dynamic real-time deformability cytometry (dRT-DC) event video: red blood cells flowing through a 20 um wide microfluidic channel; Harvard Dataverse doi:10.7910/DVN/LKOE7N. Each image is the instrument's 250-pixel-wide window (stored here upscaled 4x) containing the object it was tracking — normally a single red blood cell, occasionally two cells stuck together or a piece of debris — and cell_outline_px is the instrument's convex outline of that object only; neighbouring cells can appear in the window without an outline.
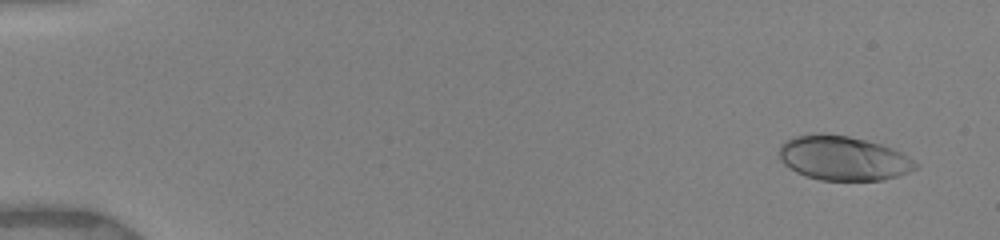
{"species": "human", "species_latin": "Homo sapiens", "temperature_condition": "warm", "stored_images_in_passage": 34, "camera_frame_rate_fps": 3000, "um_per_image_px": 0.085, "donor": {"sex": "female"}, "frame": {"image": 1, "passage_image": 2, "time_ms": 0.333, "image_size_px": [1000, 240], "cell_outline_px": [[920, 164], [916, 168], [908, 172], [896, 176], [880, 180], [820, 180], [796, 172], [784, 164], [780, 160], [780, 144], [784, 140], [792, 136], [812, 132], [824, 132], [848, 136], [880, 144], [892, 148], [900, 152]], "centroid_in_image_um": [71.62, 13.42], "position_along_channel_um": 13.4, "area_um2": 35.43}}
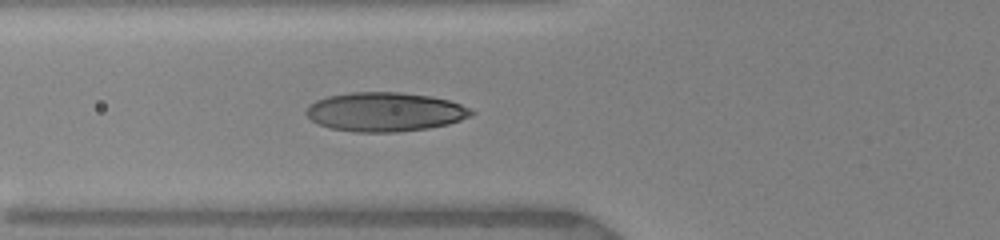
{"frame": {"image": 2, "passage_image": 19, "time_ms": 6.0, "image_size_px": [1000, 240], "cell_outline_px": [[476, 112], [472, 116], [448, 124], [428, 128], [396, 132], [356, 132], [332, 128], [320, 124], [312, 120], [304, 112], [316, 100], [328, 96], [352, 92], [400, 92], [432, 96], [448, 100], [460, 104]], "centroid_in_image_um": [32.75, 9.5], "position_along_channel_um": 93.0, "area_um2": 37.45}}
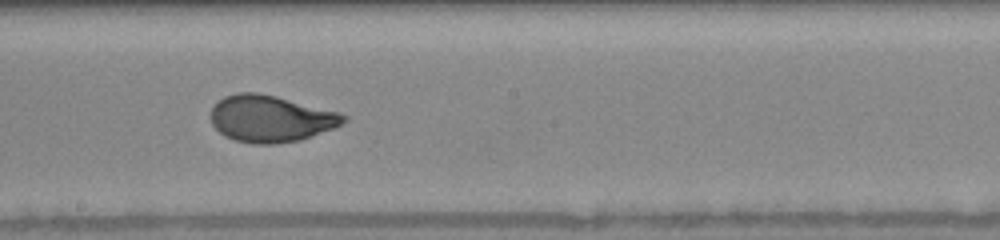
{"frame": {"image": 3, "passage_image": 29, "time_ms": 9.333, "image_size_px": [1000, 240], "cell_outline_px": [[348, 120], [332, 128], [300, 140], [272, 144], [252, 144], [236, 140], [224, 136], [212, 124], [212, 108], [224, 96], [236, 92], [256, 92], [276, 96], [340, 112], [348, 116]], "centroid_in_image_um": [23.01, 10.08], "position_along_channel_um": 225.2, "area_um2": 35.95}}